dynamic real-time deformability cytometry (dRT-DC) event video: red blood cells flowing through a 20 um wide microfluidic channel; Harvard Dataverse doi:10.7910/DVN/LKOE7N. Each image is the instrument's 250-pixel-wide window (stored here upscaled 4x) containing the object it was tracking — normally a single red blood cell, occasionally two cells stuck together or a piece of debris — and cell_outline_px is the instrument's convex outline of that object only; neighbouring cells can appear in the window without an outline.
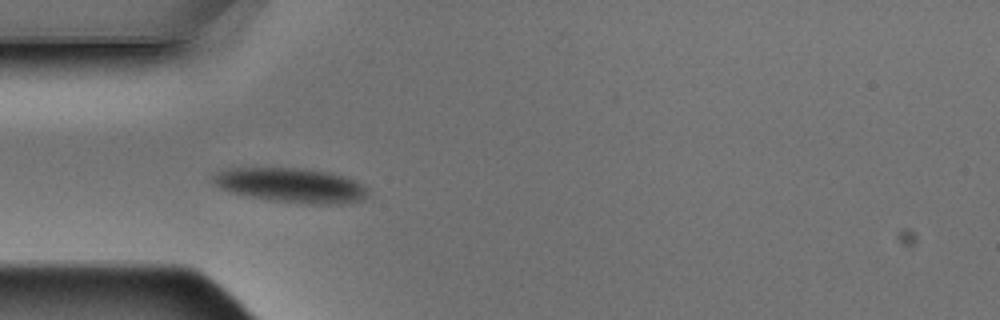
{"species": "Egyptian fruit bat (a non-hibernating species)", "species_latin": "Rousettus aegyptiacus", "temperature_condition": "warm", "stored_images_in_passage": 3, "camera_frame_rate_fps": 3000, "um_per_image_px": 0.085, "animal": {"sex": "male"}, "frame": {"image": 1, "passage_image": 1, "time_ms": 0.0, "image_size_px": [1000, 320], "cell_outline_px": [[368, 196], [360, 200], [344, 204], [304, 204], [272, 200], [232, 192], [220, 188], [212, 184], [208, 180], [216, 172], [228, 168], [300, 168], [328, 172], [344, 176], [368, 188]], "centroid_in_image_um": [24.71, 15.75], "position_along_channel_um": 60.3, "area_um2": 31.21}}
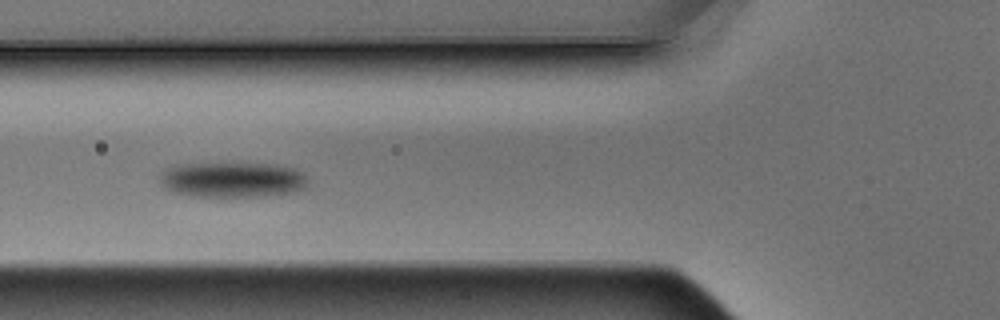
{"frame": {"image": 2, "passage_image": 2, "time_ms": 0.333, "image_size_px": [1000, 320], "cell_outline_px": [[308, 180], [304, 188], [280, 196], [192, 196], [176, 192], [164, 188], [160, 184], [160, 172], [164, 168], [172, 164], [284, 164], [296, 168], [304, 172]], "centroid_in_image_um": [19.78, 15.27], "position_along_channel_um": 106.0, "area_um2": 30.98}}
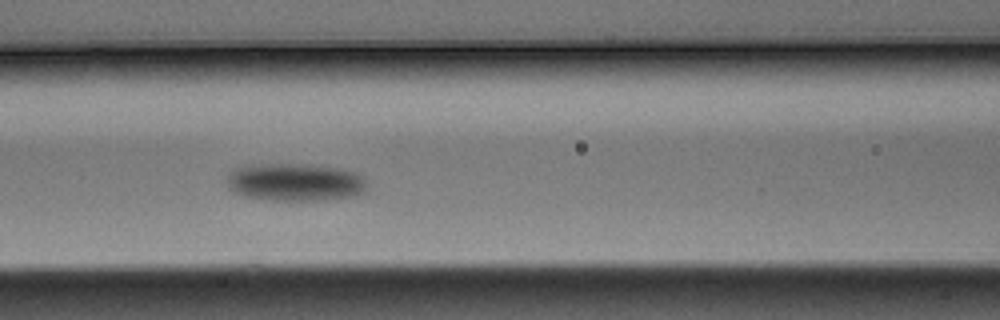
{"frame": {"image": 3, "passage_image": 3, "time_ms": 0.667, "image_size_px": [1000, 320], "cell_outline_px": [[368, 184], [364, 192], [356, 196], [320, 200], [272, 200], [244, 196], [232, 192], [228, 188], [228, 172], [232, 168], [244, 164], [312, 164], [344, 168], [356, 172], [364, 176]], "centroid_in_image_um": [25.09, 15.46], "position_along_channel_um": 141.5, "area_um2": 31.62}}